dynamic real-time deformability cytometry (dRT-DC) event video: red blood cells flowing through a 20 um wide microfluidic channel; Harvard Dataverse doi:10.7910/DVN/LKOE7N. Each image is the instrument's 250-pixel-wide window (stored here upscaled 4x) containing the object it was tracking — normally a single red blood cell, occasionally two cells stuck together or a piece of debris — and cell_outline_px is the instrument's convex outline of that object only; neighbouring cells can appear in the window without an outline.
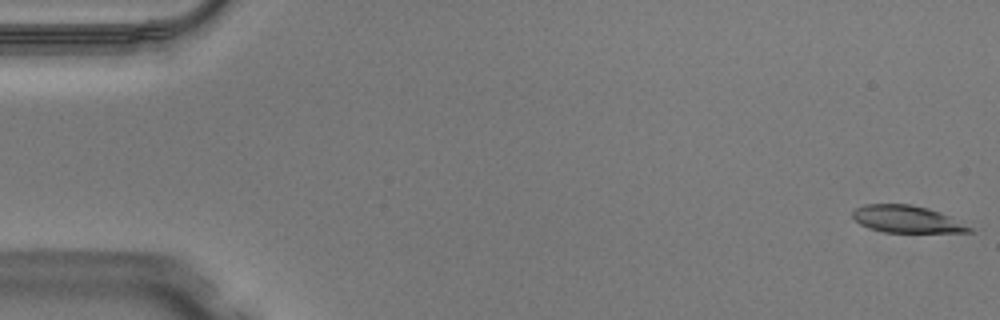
{"species": "Egyptian fruit bat (a non-hibernating species)", "species_latin": "Rousettus aegyptiacus", "temperature_condition": "warm", "stored_images_in_passage": 50, "camera_frame_rate_fps": 3000, "um_per_image_px": 0.085, "animal": {"sex": "male"}, "frame": {"image": 1, "passage_image": 1, "time_ms": 0.0, "image_size_px": [1000, 320], "cell_outline_px": [[976, 232], [884, 232], [860, 224], [852, 216], [852, 212], [856, 208], [864, 204], [912, 204], [928, 208], [940, 212], [972, 228]], "centroid_in_image_um": [77.07, 18.62], "position_along_channel_um": 7.9, "area_um2": 18.21}}
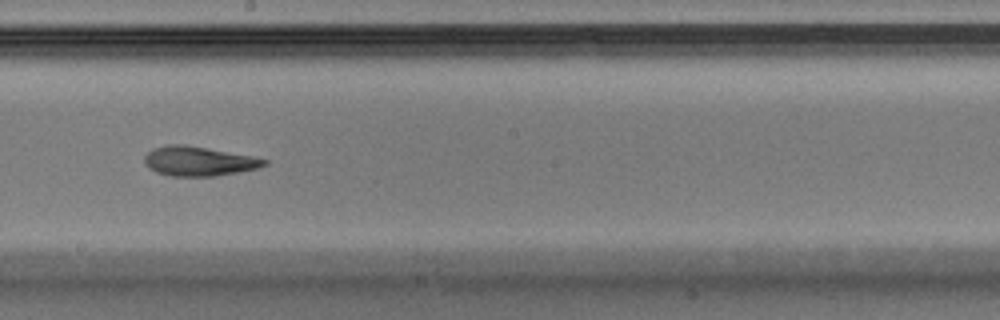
{"frame": {"image": 2, "passage_image": 28, "time_ms": 9.0, "image_size_px": [1000, 320], "cell_outline_px": [[268, 164], [256, 168], [216, 176], [172, 176], [156, 172], [148, 168], [144, 164], [144, 156], [152, 148], [164, 144], [184, 144], [252, 156], [268, 160]], "centroid_in_image_um": [16.83, 13.69], "position_along_channel_um": 231.4, "area_um2": 20.58}}
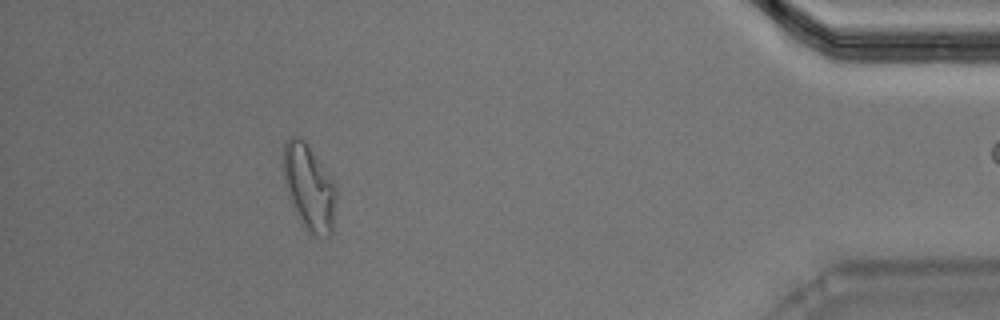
{"frame": {"image": 3, "passage_image": 45, "time_ms": 14.667, "image_size_px": [1000, 320], "cell_outline_px": [[336, 196], [332, 232], [328, 236], [316, 236], [308, 232], [304, 228], [296, 216], [288, 196], [284, 180], [284, 144], [292, 136], [300, 136], [304, 140], [336, 184]], "centroid_in_image_um": [26.27, 15.96], "position_along_channel_um": 408.9, "area_um2": 26.36}, "authors_computed_cell_mechanics": {"area_um2": 20.7502, "velocity_mm_per_s": 4.0819, "shape_relaxation_time_tau1_ms": 4.2093, "shape_relaxation_time_tau2_ms": 2.8086, "deformation_change_tau1": 0.1664, "deformation_change_tau2": 0.1156}}